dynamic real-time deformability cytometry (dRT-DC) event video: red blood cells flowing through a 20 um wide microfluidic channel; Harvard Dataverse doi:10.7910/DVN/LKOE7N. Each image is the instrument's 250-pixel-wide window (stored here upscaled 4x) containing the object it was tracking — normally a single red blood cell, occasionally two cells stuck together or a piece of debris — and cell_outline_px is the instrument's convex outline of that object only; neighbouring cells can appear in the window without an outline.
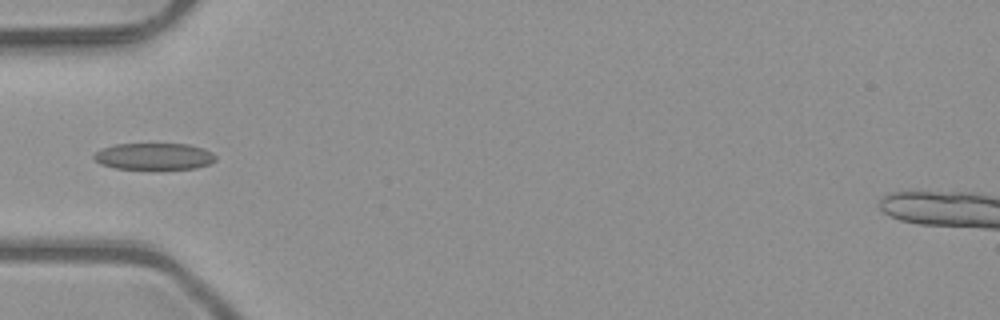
{"species": "common noctule bat (a hibernating species)", "species_latin": "Nyctalus noctula", "temperature_condition": "room temperature", "stored_images_in_passage": 5, "camera_frame_rate_fps": 3000, "um_per_image_px": 0.085, "animal": {"sex": "male", "body_mass_g": 23.1, "forearm_length_mm": 52.7}, "frame": {"image": 1, "passage_image": 5, "time_ms": 1.333, "image_size_px": [1000, 320], "cell_outline_px": [[216, 160], [208, 164], [196, 168], [116, 168], [100, 164], [92, 156], [96, 152], [104, 148], [116, 144], [188, 144], [204, 148], [212, 152], [216, 156]], "centroid_in_image_um": [13.12, 13.28], "position_along_channel_um": 71.9, "area_um2": 18.61}}